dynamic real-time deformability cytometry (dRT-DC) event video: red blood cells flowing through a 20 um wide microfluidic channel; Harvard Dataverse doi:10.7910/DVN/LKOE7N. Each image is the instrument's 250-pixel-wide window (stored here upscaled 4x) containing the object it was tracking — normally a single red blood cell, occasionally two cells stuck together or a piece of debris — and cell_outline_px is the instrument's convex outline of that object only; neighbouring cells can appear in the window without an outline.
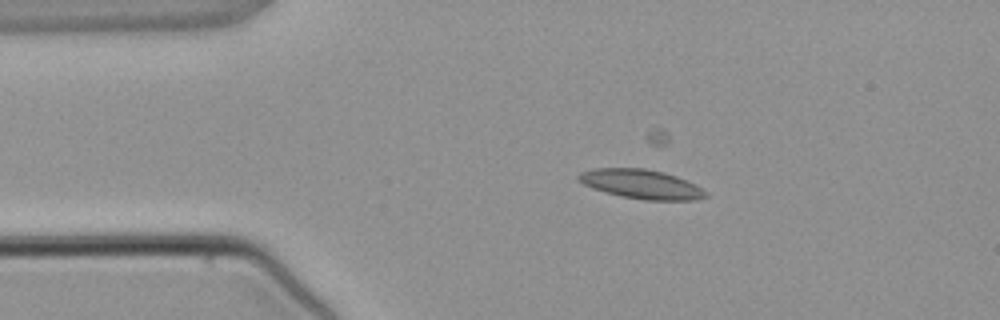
{"species": "common noctule bat (a hibernating species)", "species_latin": "Nyctalus noctula", "temperature_condition": "warm", "stored_images_in_passage": 4, "camera_frame_rate_fps": 3000, "um_per_image_px": 0.085, "animal": {"sex": "male", "body_mass_g": 21.5, "forearm_length_mm": 52.0}, "frame": {"image": 1, "passage_image": 3, "time_ms": 2.333, "image_size_px": [1000, 320], "cell_outline_px": [[708, 196], [696, 200], [644, 200], [620, 196], [604, 192], [592, 188], [576, 180], [576, 176], [580, 172], [592, 168], [644, 168], [664, 172], [676, 176], [696, 184], [708, 192]], "centroid_in_image_um": [54.5, 15.65], "position_along_channel_um": 30.5, "area_um2": 21.96}}